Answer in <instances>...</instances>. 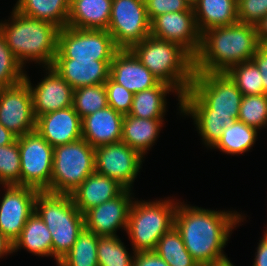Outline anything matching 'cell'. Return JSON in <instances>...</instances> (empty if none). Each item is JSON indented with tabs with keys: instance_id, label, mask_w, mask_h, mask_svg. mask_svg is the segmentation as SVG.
<instances>
[{
	"instance_id": "46",
	"label": "cell",
	"mask_w": 267,
	"mask_h": 266,
	"mask_svg": "<svg viewBox=\"0 0 267 266\" xmlns=\"http://www.w3.org/2000/svg\"><path fill=\"white\" fill-rule=\"evenodd\" d=\"M13 253V243L0 232V258Z\"/></svg>"
},
{
	"instance_id": "12",
	"label": "cell",
	"mask_w": 267,
	"mask_h": 266,
	"mask_svg": "<svg viewBox=\"0 0 267 266\" xmlns=\"http://www.w3.org/2000/svg\"><path fill=\"white\" fill-rule=\"evenodd\" d=\"M143 158L122 141L101 145L95 147V172L131 190L142 167Z\"/></svg>"
},
{
	"instance_id": "37",
	"label": "cell",
	"mask_w": 267,
	"mask_h": 266,
	"mask_svg": "<svg viewBox=\"0 0 267 266\" xmlns=\"http://www.w3.org/2000/svg\"><path fill=\"white\" fill-rule=\"evenodd\" d=\"M21 163L17 139L0 146V184L21 185Z\"/></svg>"
},
{
	"instance_id": "24",
	"label": "cell",
	"mask_w": 267,
	"mask_h": 266,
	"mask_svg": "<svg viewBox=\"0 0 267 266\" xmlns=\"http://www.w3.org/2000/svg\"><path fill=\"white\" fill-rule=\"evenodd\" d=\"M199 32L238 22L237 0H197L192 6Z\"/></svg>"
},
{
	"instance_id": "1",
	"label": "cell",
	"mask_w": 267,
	"mask_h": 266,
	"mask_svg": "<svg viewBox=\"0 0 267 266\" xmlns=\"http://www.w3.org/2000/svg\"><path fill=\"white\" fill-rule=\"evenodd\" d=\"M242 97L226 72H194L181 97V113L192 116L201 140L211 149L223 130L238 120Z\"/></svg>"
},
{
	"instance_id": "39",
	"label": "cell",
	"mask_w": 267,
	"mask_h": 266,
	"mask_svg": "<svg viewBox=\"0 0 267 266\" xmlns=\"http://www.w3.org/2000/svg\"><path fill=\"white\" fill-rule=\"evenodd\" d=\"M267 15V0H237L238 22L255 25Z\"/></svg>"
},
{
	"instance_id": "6",
	"label": "cell",
	"mask_w": 267,
	"mask_h": 266,
	"mask_svg": "<svg viewBox=\"0 0 267 266\" xmlns=\"http://www.w3.org/2000/svg\"><path fill=\"white\" fill-rule=\"evenodd\" d=\"M35 212L52 236V257L56 264L71 250L84 229V215L75 206L71 194L39 191Z\"/></svg>"
},
{
	"instance_id": "15",
	"label": "cell",
	"mask_w": 267,
	"mask_h": 266,
	"mask_svg": "<svg viewBox=\"0 0 267 266\" xmlns=\"http://www.w3.org/2000/svg\"><path fill=\"white\" fill-rule=\"evenodd\" d=\"M150 35L180 44L193 57L201 44V33L196 25L194 11L165 13L155 17L151 21Z\"/></svg>"
},
{
	"instance_id": "26",
	"label": "cell",
	"mask_w": 267,
	"mask_h": 266,
	"mask_svg": "<svg viewBox=\"0 0 267 266\" xmlns=\"http://www.w3.org/2000/svg\"><path fill=\"white\" fill-rule=\"evenodd\" d=\"M176 92L178 95L179 109L181 111V96L169 84L159 82L156 86L135 93L132 107L128 115L143 119H164L166 113V95Z\"/></svg>"
},
{
	"instance_id": "42",
	"label": "cell",
	"mask_w": 267,
	"mask_h": 266,
	"mask_svg": "<svg viewBox=\"0 0 267 266\" xmlns=\"http://www.w3.org/2000/svg\"><path fill=\"white\" fill-rule=\"evenodd\" d=\"M252 61L261 73L264 94L267 95V46H259L252 57Z\"/></svg>"
},
{
	"instance_id": "21",
	"label": "cell",
	"mask_w": 267,
	"mask_h": 266,
	"mask_svg": "<svg viewBox=\"0 0 267 266\" xmlns=\"http://www.w3.org/2000/svg\"><path fill=\"white\" fill-rule=\"evenodd\" d=\"M124 115L107 106L82 118V138L92 147L121 141Z\"/></svg>"
},
{
	"instance_id": "11",
	"label": "cell",
	"mask_w": 267,
	"mask_h": 266,
	"mask_svg": "<svg viewBox=\"0 0 267 266\" xmlns=\"http://www.w3.org/2000/svg\"><path fill=\"white\" fill-rule=\"evenodd\" d=\"M145 0H112L107 31L118 49H131L150 35Z\"/></svg>"
},
{
	"instance_id": "8",
	"label": "cell",
	"mask_w": 267,
	"mask_h": 266,
	"mask_svg": "<svg viewBox=\"0 0 267 266\" xmlns=\"http://www.w3.org/2000/svg\"><path fill=\"white\" fill-rule=\"evenodd\" d=\"M95 172V148L83 138L54 147L49 192L71 194Z\"/></svg>"
},
{
	"instance_id": "40",
	"label": "cell",
	"mask_w": 267,
	"mask_h": 266,
	"mask_svg": "<svg viewBox=\"0 0 267 266\" xmlns=\"http://www.w3.org/2000/svg\"><path fill=\"white\" fill-rule=\"evenodd\" d=\"M145 5L150 21L165 13L194 11L186 0H145Z\"/></svg>"
},
{
	"instance_id": "28",
	"label": "cell",
	"mask_w": 267,
	"mask_h": 266,
	"mask_svg": "<svg viewBox=\"0 0 267 266\" xmlns=\"http://www.w3.org/2000/svg\"><path fill=\"white\" fill-rule=\"evenodd\" d=\"M14 9L31 18L64 28L68 23L70 0H18Z\"/></svg>"
},
{
	"instance_id": "22",
	"label": "cell",
	"mask_w": 267,
	"mask_h": 266,
	"mask_svg": "<svg viewBox=\"0 0 267 266\" xmlns=\"http://www.w3.org/2000/svg\"><path fill=\"white\" fill-rule=\"evenodd\" d=\"M124 190L117 181L94 172L71 193V196L75 206L84 215L88 210L114 199Z\"/></svg>"
},
{
	"instance_id": "44",
	"label": "cell",
	"mask_w": 267,
	"mask_h": 266,
	"mask_svg": "<svg viewBox=\"0 0 267 266\" xmlns=\"http://www.w3.org/2000/svg\"><path fill=\"white\" fill-rule=\"evenodd\" d=\"M257 40L260 46H267V15L255 24Z\"/></svg>"
},
{
	"instance_id": "9",
	"label": "cell",
	"mask_w": 267,
	"mask_h": 266,
	"mask_svg": "<svg viewBox=\"0 0 267 266\" xmlns=\"http://www.w3.org/2000/svg\"><path fill=\"white\" fill-rule=\"evenodd\" d=\"M119 49L107 30L61 28L55 59L112 60Z\"/></svg>"
},
{
	"instance_id": "19",
	"label": "cell",
	"mask_w": 267,
	"mask_h": 266,
	"mask_svg": "<svg viewBox=\"0 0 267 266\" xmlns=\"http://www.w3.org/2000/svg\"><path fill=\"white\" fill-rule=\"evenodd\" d=\"M110 78L133 94L160 82L130 49H119L115 53L110 64Z\"/></svg>"
},
{
	"instance_id": "27",
	"label": "cell",
	"mask_w": 267,
	"mask_h": 266,
	"mask_svg": "<svg viewBox=\"0 0 267 266\" xmlns=\"http://www.w3.org/2000/svg\"><path fill=\"white\" fill-rule=\"evenodd\" d=\"M21 247L37 256L52 257L50 230L36 212L28 218L20 236L13 243V252Z\"/></svg>"
},
{
	"instance_id": "36",
	"label": "cell",
	"mask_w": 267,
	"mask_h": 266,
	"mask_svg": "<svg viewBox=\"0 0 267 266\" xmlns=\"http://www.w3.org/2000/svg\"><path fill=\"white\" fill-rule=\"evenodd\" d=\"M238 120L258 130L267 126V95H243Z\"/></svg>"
},
{
	"instance_id": "17",
	"label": "cell",
	"mask_w": 267,
	"mask_h": 266,
	"mask_svg": "<svg viewBox=\"0 0 267 266\" xmlns=\"http://www.w3.org/2000/svg\"><path fill=\"white\" fill-rule=\"evenodd\" d=\"M48 69L46 76L41 82L33 87L29 76L25 74L32 93L33 112L35 118L51 112L72 106L74 89L52 68Z\"/></svg>"
},
{
	"instance_id": "30",
	"label": "cell",
	"mask_w": 267,
	"mask_h": 266,
	"mask_svg": "<svg viewBox=\"0 0 267 266\" xmlns=\"http://www.w3.org/2000/svg\"><path fill=\"white\" fill-rule=\"evenodd\" d=\"M99 236L85 227L71 250L58 262L59 266H99L97 244Z\"/></svg>"
},
{
	"instance_id": "48",
	"label": "cell",
	"mask_w": 267,
	"mask_h": 266,
	"mask_svg": "<svg viewBox=\"0 0 267 266\" xmlns=\"http://www.w3.org/2000/svg\"><path fill=\"white\" fill-rule=\"evenodd\" d=\"M191 6H193L197 0H186Z\"/></svg>"
},
{
	"instance_id": "5",
	"label": "cell",
	"mask_w": 267,
	"mask_h": 266,
	"mask_svg": "<svg viewBox=\"0 0 267 266\" xmlns=\"http://www.w3.org/2000/svg\"><path fill=\"white\" fill-rule=\"evenodd\" d=\"M160 81L169 84L182 97L194 75V57L180 44L149 35L130 49Z\"/></svg>"
},
{
	"instance_id": "33",
	"label": "cell",
	"mask_w": 267,
	"mask_h": 266,
	"mask_svg": "<svg viewBox=\"0 0 267 266\" xmlns=\"http://www.w3.org/2000/svg\"><path fill=\"white\" fill-rule=\"evenodd\" d=\"M226 73L243 95L264 94L261 73L252 60L238 63Z\"/></svg>"
},
{
	"instance_id": "31",
	"label": "cell",
	"mask_w": 267,
	"mask_h": 266,
	"mask_svg": "<svg viewBox=\"0 0 267 266\" xmlns=\"http://www.w3.org/2000/svg\"><path fill=\"white\" fill-rule=\"evenodd\" d=\"M154 252L169 266H199L174 226L159 239Z\"/></svg>"
},
{
	"instance_id": "20",
	"label": "cell",
	"mask_w": 267,
	"mask_h": 266,
	"mask_svg": "<svg viewBox=\"0 0 267 266\" xmlns=\"http://www.w3.org/2000/svg\"><path fill=\"white\" fill-rule=\"evenodd\" d=\"M112 60L54 59L51 67L73 88L105 84Z\"/></svg>"
},
{
	"instance_id": "45",
	"label": "cell",
	"mask_w": 267,
	"mask_h": 266,
	"mask_svg": "<svg viewBox=\"0 0 267 266\" xmlns=\"http://www.w3.org/2000/svg\"><path fill=\"white\" fill-rule=\"evenodd\" d=\"M17 136L0 123V146L12 144Z\"/></svg>"
},
{
	"instance_id": "3",
	"label": "cell",
	"mask_w": 267,
	"mask_h": 266,
	"mask_svg": "<svg viewBox=\"0 0 267 266\" xmlns=\"http://www.w3.org/2000/svg\"><path fill=\"white\" fill-rule=\"evenodd\" d=\"M259 46L252 24L237 22L206 30L194 56V72H227L238 63L251 61Z\"/></svg>"
},
{
	"instance_id": "47",
	"label": "cell",
	"mask_w": 267,
	"mask_h": 266,
	"mask_svg": "<svg viewBox=\"0 0 267 266\" xmlns=\"http://www.w3.org/2000/svg\"><path fill=\"white\" fill-rule=\"evenodd\" d=\"M228 259L229 258H226L224 260L214 262V263H211V264L205 265V266H234L233 263H231V261Z\"/></svg>"
},
{
	"instance_id": "41",
	"label": "cell",
	"mask_w": 267,
	"mask_h": 266,
	"mask_svg": "<svg viewBox=\"0 0 267 266\" xmlns=\"http://www.w3.org/2000/svg\"><path fill=\"white\" fill-rule=\"evenodd\" d=\"M134 254L132 266H169L154 251L137 252Z\"/></svg>"
},
{
	"instance_id": "14",
	"label": "cell",
	"mask_w": 267,
	"mask_h": 266,
	"mask_svg": "<svg viewBox=\"0 0 267 266\" xmlns=\"http://www.w3.org/2000/svg\"><path fill=\"white\" fill-rule=\"evenodd\" d=\"M0 201V232L12 243L20 236L28 218L35 212L38 190L22 185H3Z\"/></svg>"
},
{
	"instance_id": "29",
	"label": "cell",
	"mask_w": 267,
	"mask_h": 266,
	"mask_svg": "<svg viewBox=\"0 0 267 266\" xmlns=\"http://www.w3.org/2000/svg\"><path fill=\"white\" fill-rule=\"evenodd\" d=\"M257 131V128L235 120L232 125L223 130L222 137L212 148H218L221 152L231 155L243 154L256 142Z\"/></svg>"
},
{
	"instance_id": "2",
	"label": "cell",
	"mask_w": 267,
	"mask_h": 266,
	"mask_svg": "<svg viewBox=\"0 0 267 266\" xmlns=\"http://www.w3.org/2000/svg\"><path fill=\"white\" fill-rule=\"evenodd\" d=\"M243 216L233 211L208 210L178 202L174 227L180 233L189 254L199 266L227 258L224 246Z\"/></svg>"
},
{
	"instance_id": "18",
	"label": "cell",
	"mask_w": 267,
	"mask_h": 266,
	"mask_svg": "<svg viewBox=\"0 0 267 266\" xmlns=\"http://www.w3.org/2000/svg\"><path fill=\"white\" fill-rule=\"evenodd\" d=\"M82 119L70 106L36 118L35 130L52 146L64 145L82 138Z\"/></svg>"
},
{
	"instance_id": "34",
	"label": "cell",
	"mask_w": 267,
	"mask_h": 266,
	"mask_svg": "<svg viewBox=\"0 0 267 266\" xmlns=\"http://www.w3.org/2000/svg\"><path fill=\"white\" fill-rule=\"evenodd\" d=\"M97 258L99 266H132L134 255H129L118 236L99 237Z\"/></svg>"
},
{
	"instance_id": "23",
	"label": "cell",
	"mask_w": 267,
	"mask_h": 266,
	"mask_svg": "<svg viewBox=\"0 0 267 266\" xmlns=\"http://www.w3.org/2000/svg\"><path fill=\"white\" fill-rule=\"evenodd\" d=\"M112 0H70L67 26L77 29L107 30Z\"/></svg>"
},
{
	"instance_id": "16",
	"label": "cell",
	"mask_w": 267,
	"mask_h": 266,
	"mask_svg": "<svg viewBox=\"0 0 267 266\" xmlns=\"http://www.w3.org/2000/svg\"><path fill=\"white\" fill-rule=\"evenodd\" d=\"M131 191L125 189L114 199L88 210L84 214L85 228L99 237L117 236L121 227L126 231L130 207L135 199Z\"/></svg>"
},
{
	"instance_id": "13",
	"label": "cell",
	"mask_w": 267,
	"mask_h": 266,
	"mask_svg": "<svg viewBox=\"0 0 267 266\" xmlns=\"http://www.w3.org/2000/svg\"><path fill=\"white\" fill-rule=\"evenodd\" d=\"M0 123L17 137L35 131L32 93L25 80L0 89Z\"/></svg>"
},
{
	"instance_id": "43",
	"label": "cell",
	"mask_w": 267,
	"mask_h": 266,
	"mask_svg": "<svg viewBox=\"0 0 267 266\" xmlns=\"http://www.w3.org/2000/svg\"><path fill=\"white\" fill-rule=\"evenodd\" d=\"M259 242L252 266H267V230Z\"/></svg>"
},
{
	"instance_id": "35",
	"label": "cell",
	"mask_w": 267,
	"mask_h": 266,
	"mask_svg": "<svg viewBox=\"0 0 267 266\" xmlns=\"http://www.w3.org/2000/svg\"><path fill=\"white\" fill-rule=\"evenodd\" d=\"M23 66L7 46L0 32V89L14 86L25 79Z\"/></svg>"
},
{
	"instance_id": "32",
	"label": "cell",
	"mask_w": 267,
	"mask_h": 266,
	"mask_svg": "<svg viewBox=\"0 0 267 266\" xmlns=\"http://www.w3.org/2000/svg\"><path fill=\"white\" fill-rule=\"evenodd\" d=\"M107 106L105 84L82 86L74 89L72 107L81 119Z\"/></svg>"
},
{
	"instance_id": "4",
	"label": "cell",
	"mask_w": 267,
	"mask_h": 266,
	"mask_svg": "<svg viewBox=\"0 0 267 266\" xmlns=\"http://www.w3.org/2000/svg\"><path fill=\"white\" fill-rule=\"evenodd\" d=\"M11 21L0 22V32L7 46L17 60L24 66L26 61L51 67L58 51L60 28L39 19L27 17L14 8Z\"/></svg>"
},
{
	"instance_id": "10",
	"label": "cell",
	"mask_w": 267,
	"mask_h": 266,
	"mask_svg": "<svg viewBox=\"0 0 267 266\" xmlns=\"http://www.w3.org/2000/svg\"><path fill=\"white\" fill-rule=\"evenodd\" d=\"M17 141L21 163V185L49 192L54 147L36 130L17 137Z\"/></svg>"
},
{
	"instance_id": "38",
	"label": "cell",
	"mask_w": 267,
	"mask_h": 266,
	"mask_svg": "<svg viewBox=\"0 0 267 266\" xmlns=\"http://www.w3.org/2000/svg\"><path fill=\"white\" fill-rule=\"evenodd\" d=\"M105 89L108 106L123 115L129 114L134 94L125 87L114 82L111 78L105 82Z\"/></svg>"
},
{
	"instance_id": "7",
	"label": "cell",
	"mask_w": 267,
	"mask_h": 266,
	"mask_svg": "<svg viewBox=\"0 0 267 266\" xmlns=\"http://www.w3.org/2000/svg\"><path fill=\"white\" fill-rule=\"evenodd\" d=\"M177 205L174 199L132 202L126 232L134 253L154 251L159 239L174 226Z\"/></svg>"
},
{
	"instance_id": "25",
	"label": "cell",
	"mask_w": 267,
	"mask_h": 266,
	"mask_svg": "<svg viewBox=\"0 0 267 266\" xmlns=\"http://www.w3.org/2000/svg\"><path fill=\"white\" fill-rule=\"evenodd\" d=\"M163 122V119H143L124 115L121 141L144 157L157 140Z\"/></svg>"
}]
</instances>
